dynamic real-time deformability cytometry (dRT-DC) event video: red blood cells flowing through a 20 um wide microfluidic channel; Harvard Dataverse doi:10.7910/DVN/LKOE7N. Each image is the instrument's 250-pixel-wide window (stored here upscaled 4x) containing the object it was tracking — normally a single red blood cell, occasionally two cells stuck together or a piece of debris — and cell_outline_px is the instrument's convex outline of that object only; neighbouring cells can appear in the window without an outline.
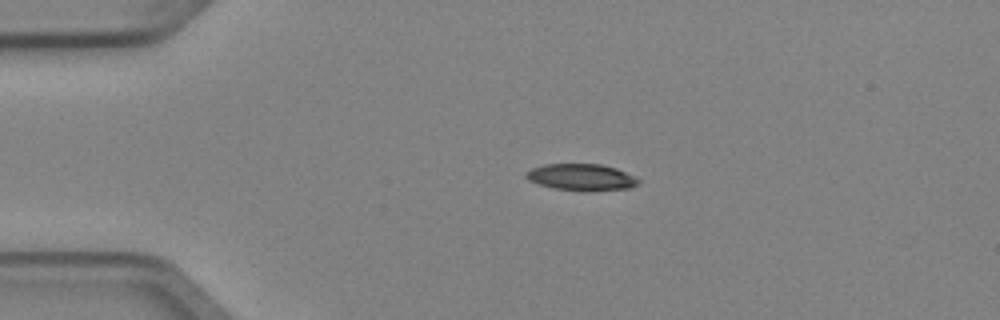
{"species": "Egyptian fruit bat (a non-hibernating species)", "species_latin": "Rousettus aegyptiacus", "temperature_condition": "cold", "stored_images_in_passage": 2, "camera_frame_rate_fps": 3000, "um_per_image_px": 0.085, "animal": {"sex": "female"}, "frame": {"image": 1, "passage_image": 1, "time_ms": 0.0, "image_size_px": [1000, 320], "cell_outline_px": [[640, 184], [628, 188], [588, 192], [584, 192], [556, 188], [540, 184], [528, 180], [524, 176], [524, 172], [532, 168], [544, 164], [600, 164], [616, 168], [640, 180]], "centroid_in_image_um": [49.4, 15.07], "position_along_channel_um": 35.6, "area_um2": 17.51}}